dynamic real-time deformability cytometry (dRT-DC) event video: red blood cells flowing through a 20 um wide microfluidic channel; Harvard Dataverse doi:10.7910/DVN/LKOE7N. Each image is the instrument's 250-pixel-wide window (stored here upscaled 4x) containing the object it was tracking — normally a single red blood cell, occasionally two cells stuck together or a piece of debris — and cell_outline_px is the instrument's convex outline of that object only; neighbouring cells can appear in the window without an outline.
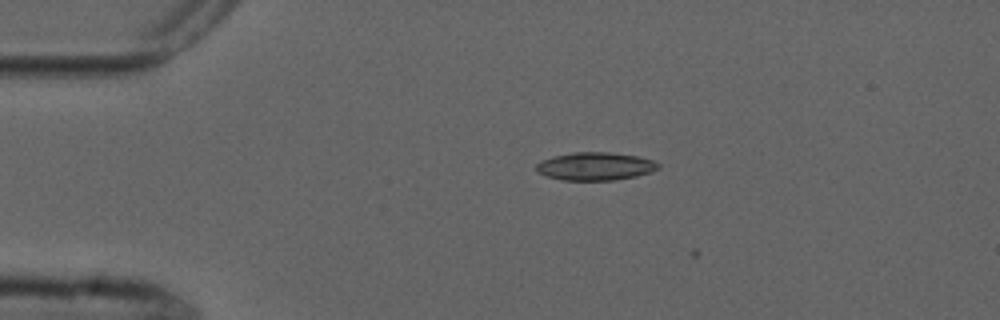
{"species": "common noctule bat (a hibernating species)", "species_latin": "Nyctalus noctula", "temperature_condition": "cold", "stored_images_in_passage": 5, "camera_frame_rate_fps": 3000, "um_per_image_px": 0.085, "animal": {"sex": "male", "forearm_length_mm": 52.5}, "frame": {"image": 1, "passage_image": 3, "time_ms": 3.0, "image_size_px": [1000, 320], "cell_outline_px": [[660, 168], [652, 172], [636, 176], [616, 180], [564, 180], [548, 176], [536, 172], [536, 164], [540, 160], [552, 156], [572, 152], [612, 152], [636, 156], [652, 160], [660, 164]], "centroid_in_image_um": [50.59, 14.13], "position_along_channel_um": 34.4, "area_um2": 20.06}}